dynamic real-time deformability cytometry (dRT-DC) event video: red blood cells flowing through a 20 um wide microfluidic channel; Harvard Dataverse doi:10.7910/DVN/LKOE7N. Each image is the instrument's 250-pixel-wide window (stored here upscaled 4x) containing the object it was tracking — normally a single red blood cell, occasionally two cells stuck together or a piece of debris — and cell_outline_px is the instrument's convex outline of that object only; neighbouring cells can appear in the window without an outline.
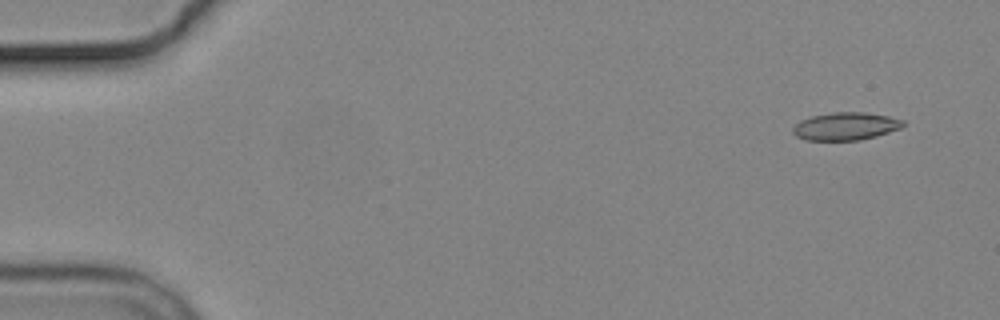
{"species": "common noctule bat (a hibernating species)", "species_latin": "Nyctalus noctula", "temperature_condition": "cold", "stored_images_in_passage": 4, "camera_frame_rate_fps": 3000, "um_per_image_px": 0.085, "animal": {"sex": "male", "body_mass_g": 19.2, "forearm_length_mm": 51.8}, "frame": {"image": 1, "passage_image": 1, "time_ms": 0.0, "image_size_px": [1000, 320], "cell_outline_px": [[904, 124], [900, 128], [876, 136], [860, 140], [804, 140], [796, 136], [792, 132], [792, 128], [800, 120], [812, 116], [832, 112], [864, 112], [888, 116], [904, 120]], "centroid_in_image_um": [71.85, 10.73], "position_along_channel_um": 13.2, "area_um2": 17.8}}
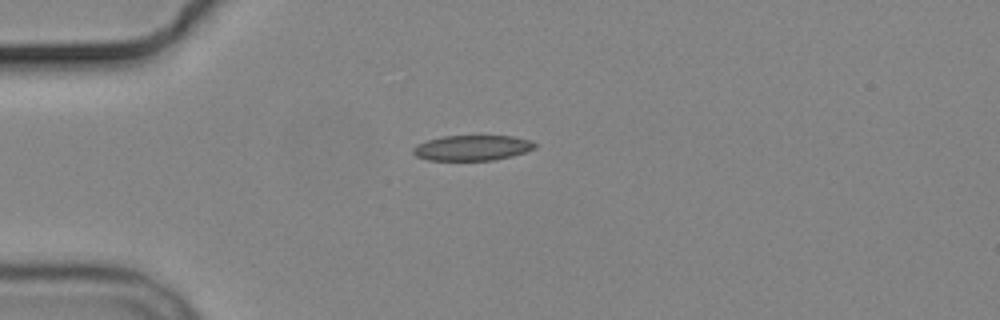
{"frame": {"image": 2, "passage_image": 4, "time_ms": 3.667, "image_size_px": [1000, 320], "cell_outline_px": [[536, 148], [512, 156], [492, 160], [428, 160], [416, 156], [412, 152], [412, 148], [416, 144], [428, 140], [444, 136], [512, 136], [532, 140], [536, 144]], "centroid_in_image_um": [40.14, 12.56], "position_along_channel_um": 44.9, "area_um2": 17.98}}